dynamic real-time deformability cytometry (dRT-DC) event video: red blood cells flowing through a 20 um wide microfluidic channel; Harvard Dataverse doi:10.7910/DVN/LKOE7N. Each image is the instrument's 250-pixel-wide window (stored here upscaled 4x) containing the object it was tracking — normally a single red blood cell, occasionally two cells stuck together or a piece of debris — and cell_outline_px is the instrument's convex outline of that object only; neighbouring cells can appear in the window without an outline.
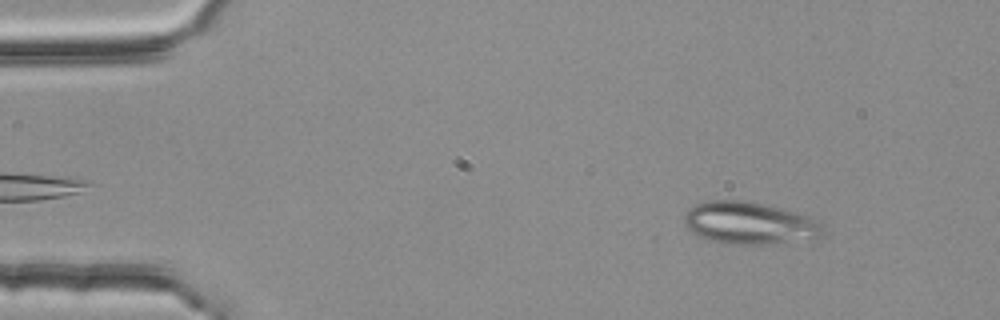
{"species": "common noctule bat (a hibernating species)", "species_latin": "Nyctalus noctula", "temperature_condition": "room temperature", "stored_images_in_passage": 3, "camera_frame_rate_fps": 3000, "um_per_image_px": 0.085, "animal": {"sex": "female", "body_mass_g": 25.1}, "frame": {"image": 1, "passage_image": 1, "time_ms": 0.0, "image_size_px": [1000, 320], "cell_outline_px": [[824, 236], [772, 244], [724, 244], [708, 240], [692, 232], [684, 224], [684, 212], [688, 208], [696, 204], [708, 200], [744, 200], [780, 208], [812, 216], [820, 224], [824, 232]], "centroid_in_image_um": [63.67, 18.96], "position_along_channel_um": 21.3, "area_um2": 34.33}}